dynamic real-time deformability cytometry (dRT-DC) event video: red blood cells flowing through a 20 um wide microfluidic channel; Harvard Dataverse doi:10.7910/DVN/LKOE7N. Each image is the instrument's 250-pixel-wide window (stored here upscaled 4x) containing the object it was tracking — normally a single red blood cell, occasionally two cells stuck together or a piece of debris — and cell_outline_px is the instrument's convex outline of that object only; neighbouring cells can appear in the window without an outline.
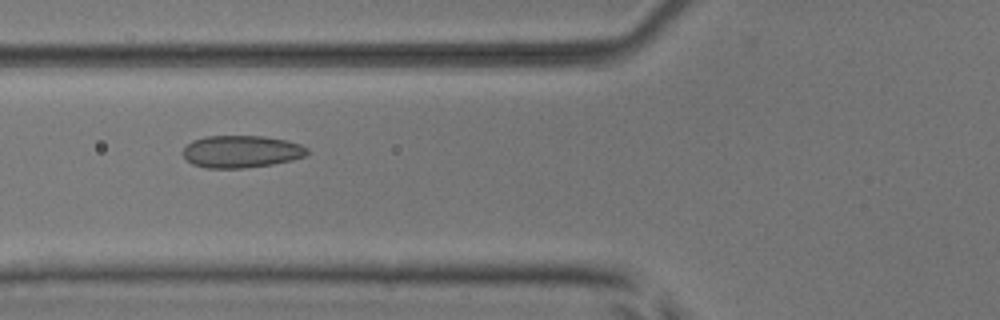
{"species": "common noctule bat (a hibernating species)", "species_latin": "Nyctalus noctula", "temperature_condition": "room temperature", "stored_images_in_passage": 51, "camera_frame_rate_fps": 3000, "um_per_image_px": 0.085, "animal": {"sex": "male", "body_mass_g": 17.9, "forearm_length_mm": 54.2}, "frame": {"image": 1, "passage_image": 20, "time_ms": 6.333, "image_size_px": [1000, 320], "cell_outline_px": [[308, 152], [304, 156], [292, 160], [272, 164], [244, 168], [208, 168], [192, 164], [184, 156], [184, 148], [192, 140], [204, 136], [264, 136], [288, 140], [300, 144], [308, 148]], "centroid_in_image_um": [20.53, 12.87], "position_along_channel_um": 105.3, "area_um2": 23.35}}
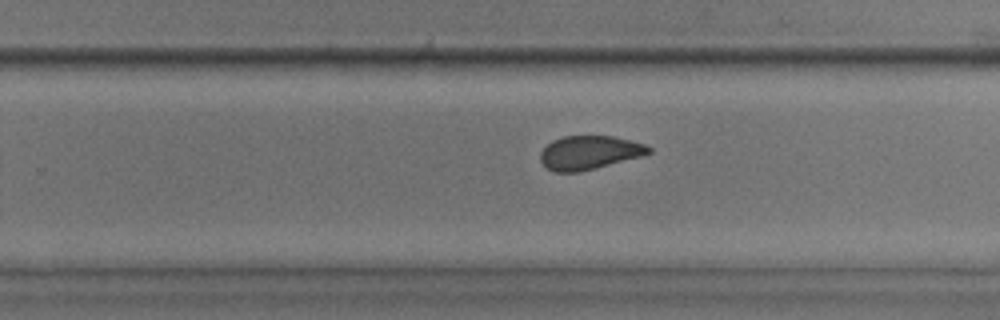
{"frame": {"image": 2, "passage_image": 33, "time_ms": 10.667, "image_size_px": [1000, 320], "cell_outline_px": [[652, 152], [640, 156], [576, 172], [556, 172], [548, 168], [540, 160], [540, 152], [552, 140], [564, 136], [612, 136], [644, 144], [652, 148]], "centroid_in_image_um": [50.06, 12.95], "position_along_channel_um": 279.7, "area_um2": 20.75}}
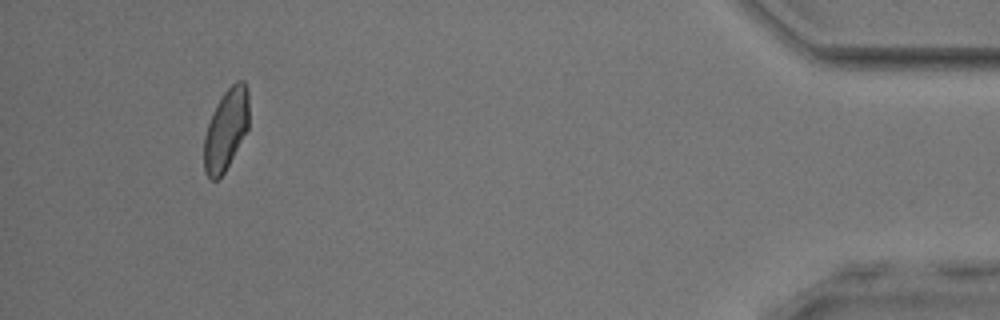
{"frame": {"image": 3, "passage_image": 48, "time_ms": 15.667, "image_size_px": [1000, 320], "cell_outline_px": [[248, 128], [224, 172], [216, 180], [208, 180], [204, 172], [204, 136], [208, 124], [216, 104], [224, 92], [236, 80], [244, 80], [248, 88]], "centroid_in_image_um": [19.2, 11.0], "position_along_channel_um": 416.0, "area_um2": 21.15}, "authors_computed_cell_mechanics": {"area_um2": 22.3108, "velocity_mm_per_s": 4.0393, "shape_relaxation_time_tau1_ms": 8.2384, "shape_relaxation_time_tau2_ms": 0.9468, "deformation_change_tau1": 0.1641, "deformation_change_tau2": 0.0734}}